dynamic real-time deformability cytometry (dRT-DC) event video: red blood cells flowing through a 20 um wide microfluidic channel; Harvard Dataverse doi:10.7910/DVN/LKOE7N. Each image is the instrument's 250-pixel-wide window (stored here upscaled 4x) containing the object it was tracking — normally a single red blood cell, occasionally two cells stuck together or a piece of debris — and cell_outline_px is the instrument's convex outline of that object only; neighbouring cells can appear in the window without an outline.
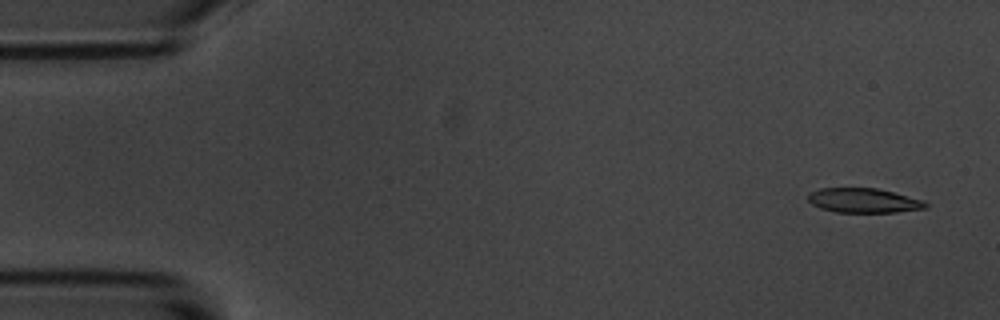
{"species": "common noctule bat (a hibernating species)", "species_latin": "Nyctalus noctula", "temperature_condition": "room temperature", "stored_images_in_passage": 6, "camera_frame_rate_fps": 3000, "um_per_image_px": 0.085, "animal": {"sex": "male", "body_mass_g": 20.1, "forearm_length_mm": 53.5}, "frame": {"image": 1, "passage_image": 1, "time_ms": 0.0, "image_size_px": [1000, 320], "cell_outline_px": [[928, 208], [896, 212], [836, 212], [820, 208], [812, 204], [808, 200], [808, 192], [820, 188], [876, 188], [924, 200], [928, 204]], "centroid_in_image_um": [73.4, 17.04], "position_along_channel_um": 11.6, "area_um2": 16.82}}
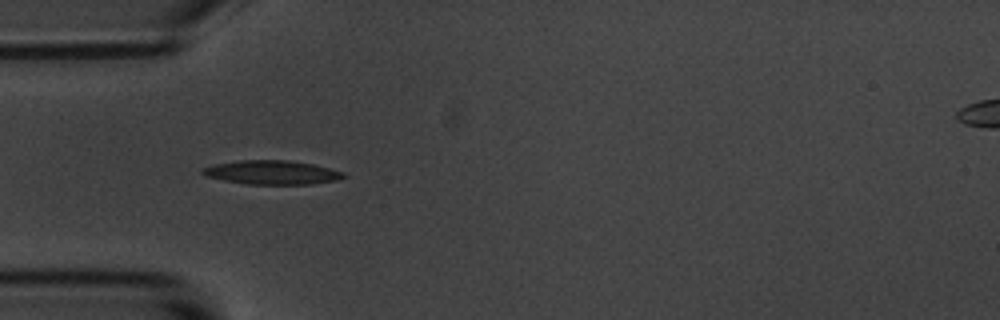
{"frame": {"image": 2, "passage_image": 5, "time_ms": 4.667, "image_size_px": [1000, 320], "cell_outline_px": [[348, 176], [336, 180], [312, 184], [248, 184], [224, 180], [208, 176], [200, 172], [200, 168], [212, 164], [240, 160], [288, 160], [312, 164], [344, 172]], "centroid_in_image_um": [23.09, 14.65], "position_along_channel_um": 61.9, "area_um2": 19.65}}